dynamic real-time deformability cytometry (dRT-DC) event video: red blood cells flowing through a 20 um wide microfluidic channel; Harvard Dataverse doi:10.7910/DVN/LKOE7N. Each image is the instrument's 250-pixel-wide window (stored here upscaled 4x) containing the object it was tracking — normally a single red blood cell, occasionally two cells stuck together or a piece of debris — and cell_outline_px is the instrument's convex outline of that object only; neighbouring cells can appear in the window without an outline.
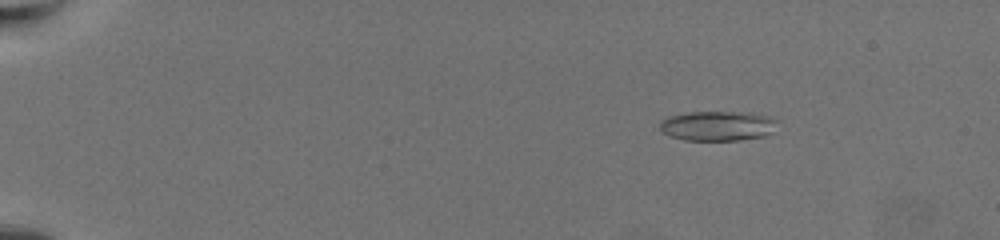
{"species": "common noctule bat (a hibernating species)", "species_latin": "Nyctalus noctula", "temperature_condition": "warm", "stored_images_in_passage": 59, "camera_frame_rate_fps": 3000, "um_per_image_px": 0.085, "animal": {"sex": "female", "body_mass_g": 19.5, "forearm_length_mm": 54.1}, "frame": {"image": 1, "passage_image": 5, "time_ms": 1.333, "image_size_px": [1000, 240], "cell_outline_px": [[776, 120], [772, 132], [764, 136], [736, 140], [684, 140], [660, 132], [660, 120], [668, 116], [688, 112], [748, 112], [772, 116]], "centroid_in_image_um": [60.97, 10.69], "position_along_channel_um": 24.0, "area_um2": 20.46}}
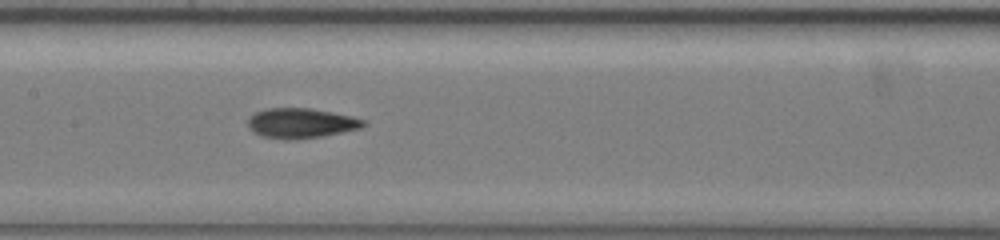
{"frame": {"image": 2, "passage_image": 30, "time_ms": 9.667, "image_size_px": [1000, 240], "cell_outline_px": [[368, 124], [360, 128], [324, 136], [296, 140], [284, 140], [260, 136], [252, 132], [248, 128], [248, 120], [256, 112], [268, 108], [308, 108], [352, 116], [364, 120]], "centroid_in_image_um": [25.57, 10.49], "position_along_channel_um": 181.8, "area_um2": 20.29}}
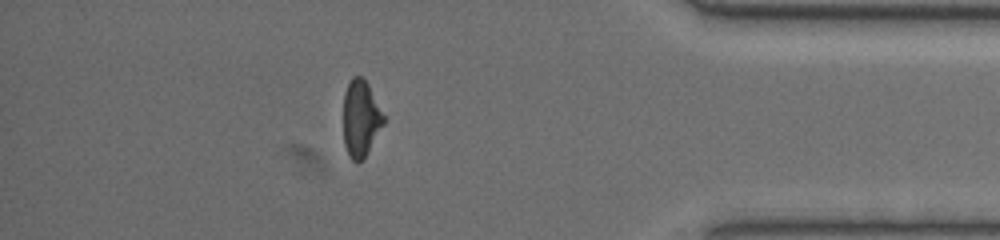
{"frame": {"image": 3, "passage_image": 52, "time_ms": 17.0, "image_size_px": [1000, 240], "cell_outline_px": [[384, 124], [364, 160], [356, 164], [352, 160], [344, 144], [344, 92], [352, 76], [360, 76], [368, 84], [384, 116]], "centroid_in_image_um": [30.66, 10.11], "position_along_channel_um": 404.5, "area_um2": 17.92}, "authors_computed_cell_mechanics": {"area_um2": 19.363, "velocity_mm_per_s": 3.4097, "shape_relaxation_time_tau1_ms": 8.1443, "shape_relaxation_time_tau2_ms": 3.6793, "deformation_change_tau1": 0.1825, "deformation_change_tau2": 0.1136}}